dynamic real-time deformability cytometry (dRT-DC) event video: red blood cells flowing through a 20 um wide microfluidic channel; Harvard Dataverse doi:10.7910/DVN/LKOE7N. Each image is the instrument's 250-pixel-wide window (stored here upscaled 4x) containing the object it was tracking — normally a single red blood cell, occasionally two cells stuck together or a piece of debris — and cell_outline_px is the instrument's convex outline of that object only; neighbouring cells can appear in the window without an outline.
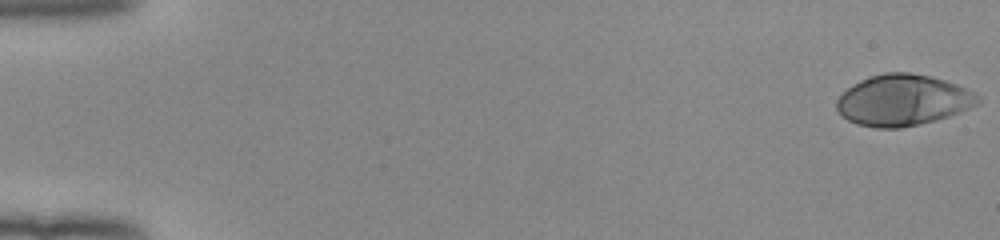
{"species": "human", "species_latin": "Homo sapiens", "temperature_condition": "room temperature", "stored_images_in_passage": 52, "camera_frame_rate_fps": 3000, "um_per_image_px": 0.085, "donor": {"sex": "female"}, "frame": {"image": 1, "passage_image": 1, "time_ms": 0.0, "image_size_px": [1000, 240], "cell_outline_px": [[980, 104], [960, 112], [936, 120], [900, 128], [876, 128], [856, 124], [848, 120], [836, 108], [836, 100], [852, 84], [868, 76], [884, 72], [908, 72], [932, 76], [968, 88], [976, 92], [980, 96]], "centroid_in_image_um": [76.78, 8.5], "position_along_channel_um": 8.2, "area_um2": 42.31}}
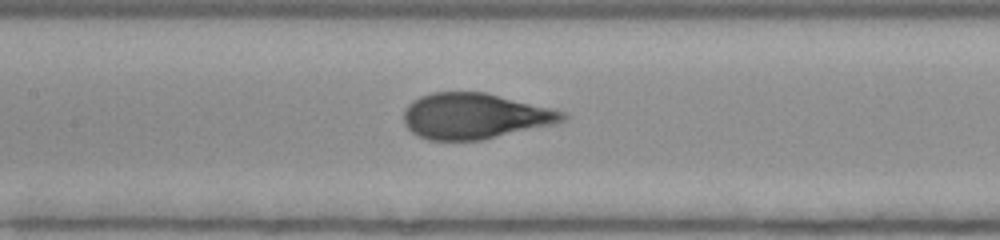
{"frame": {"image": 2, "passage_image": 26, "time_ms": 8.333, "image_size_px": [1000, 240], "cell_outline_px": [[568, 116], [564, 120], [552, 124], [480, 140], [428, 140], [416, 136], [404, 124], [404, 108], [412, 100], [420, 96], [432, 92], [488, 92], [552, 108], [564, 112]], "centroid_in_image_um": [40.31, 9.85], "position_along_channel_um": 167.1, "area_um2": 42.37}}
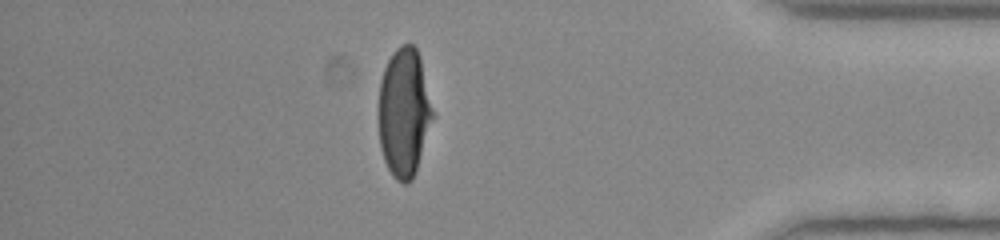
{"frame": {"image": 3, "passage_image": 46, "time_ms": 15.0, "image_size_px": [1000, 240], "cell_outline_px": [[432, 116], [416, 172], [412, 180], [408, 184], [404, 184], [396, 180], [392, 176], [384, 160], [380, 148], [376, 116], [380, 80], [384, 68], [392, 52], [400, 44], [412, 44], [416, 48], [420, 56], [432, 108]], "centroid_in_image_um": [34.28, 9.56], "position_along_channel_um": 400.9, "area_um2": 40.98}, "authors_computed_cell_mechanics": {"area_um2": 41.9628, "velocity_mm_per_s": 3.9749, "shape_relaxation_time_tau1_ms": 5.2666, "shape_relaxation_time_tau2_ms": null, "deformation_change_tau1": 0.2548, "deformation_change_tau2": null}}